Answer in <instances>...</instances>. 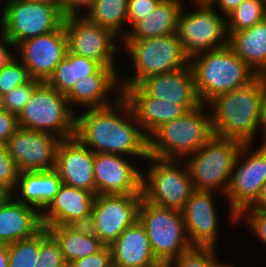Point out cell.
Segmentation results:
<instances>
[{
    "mask_svg": "<svg viewBox=\"0 0 266 267\" xmlns=\"http://www.w3.org/2000/svg\"><path fill=\"white\" fill-rule=\"evenodd\" d=\"M115 101L113 106L89 108L76 116L74 136L94 153L130 155L146 160L148 137L127 100L121 96Z\"/></svg>",
    "mask_w": 266,
    "mask_h": 267,
    "instance_id": "6da1fadb",
    "label": "cell"
},
{
    "mask_svg": "<svg viewBox=\"0 0 266 267\" xmlns=\"http://www.w3.org/2000/svg\"><path fill=\"white\" fill-rule=\"evenodd\" d=\"M206 105L212 107L213 135L252 144L261 129L266 141L264 91L258 76L246 86L217 95Z\"/></svg>",
    "mask_w": 266,
    "mask_h": 267,
    "instance_id": "7a4b0ae2",
    "label": "cell"
},
{
    "mask_svg": "<svg viewBox=\"0 0 266 267\" xmlns=\"http://www.w3.org/2000/svg\"><path fill=\"white\" fill-rule=\"evenodd\" d=\"M189 64L198 98L203 104L217 95L246 86L257 77L228 45L197 54Z\"/></svg>",
    "mask_w": 266,
    "mask_h": 267,
    "instance_id": "3957f363",
    "label": "cell"
},
{
    "mask_svg": "<svg viewBox=\"0 0 266 267\" xmlns=\"http://www.w3.org/2000/svg\"><path fill=\"white\" fill-rule=\"evenodd\" d=\"M206 107L202 103L183 116L161 124L148 136V156L182 161L195 153L213 136Z\"/></svg>",
    "mask_w": 266,
    "mask_h": 267,
    "instance_id": "277c9868",
    "label": "cell"
},
{
    "mask_svg": "<svg viewBox=\"0 0 266 267\" xmlns=\"http://www.w3.org/2000/svg\"><path fill=\"white\" fill-rule=\"evenodd\" d=\"M122 44L135 68V75L125 79L120 77L122 92L147 77L182 69L190 62L176 34L148 39H123Z\"/></svg>",
    "mask_w": 266,
    "mask_h": 267,
    "instance_id": "5b68a950",
    "label": "cell"
},
{
    "mask_svg": "<svg viewBox=\"0 0 266 267\" xmlns=\"http://www.w3.org/2000/svg\"><path fill=\"white\" fill-rule=\"evenodd\" d=\"M242 146L243 143L235 139L213 135L195 153L187 156L190 161L183 163H187L194 190L216 192L219 188L225 196Z\"/></svg>",
    "mask_w": 266,
    "mask_h": 267,
    "instance_id": "8992f818",
    "label": "cell"
},
{
    "mask_svg": "<svg viewBox=\"0 0 266 267\" xmlns=\"http://www.w3.org/2000/svg\"><path fill=\"white\" fill-rule=\"evenodd\" d=\"M138 220L147 233L155 258L163 267L193 248L181 211L159 207L142 198Z\"/></svg>",
    "mask_w": 266,
    "mask_h": 267,
    "instance_id": "52a82bcc",
    "label": "cell"
},
{
    "mask_svg": "<svg viewBox=\"0 0 266 267\" xmlns=\"http://www.w3.org/2000/svg\"><path fill=\"white\" fill-rule=\"evenodd\" d=\"M66 95L41 82L18 116V127L53 134L61 139L74 137L76 114Z\"/></svg>",
    "mask_w": 266,
    "mask_h": 267,
    "instance_id": "ba28073f",
    "label": "cell"
},
{
    "mask_svg": "<svg viewBox=\"0 0 266 267\" xmlns=\"http://www.w3.org/2000/svg\"><path fill=\"white\" fill-rule=\"evenodd\" d=\"M146 160L150 164L147 174H142L143 198L156 206L182 212L194 191L187 164L180 168V160L151 156Z\"/></svg>",
    "mask_w": 266,
    "mask_h": 267,
    "instance_id": "9c48e42d",
    "label": "cell"
},
{
    "mask_svg": "<svg viewBox=\"0 0 266 267\" xmlns=\"http://www.w3.org/2000/svg\"><path fill=\"white\" fill-rule=\"evenodd\" d=\"M1 14L0 28L15 46L58 29L65 18L55 0H14Z\"/></svg>",
    "mask_w": 266,
    "mask_h": 267,
    "instance_id": "30bf717a",
    "label": "cell"
},
{
    "mask_svg": "<svg viewBox=\"0 0 266 267\" xmlns=\"http://www.w3.org/2000/svg\"><path fill=\"white\" fill-rule=\"evenodd\" d=\"M196 9L178 16L176 36L185 54L193 56L228 45L227 22L217 9L206 2H196ZM216 10V11H215ZM218 12V13H217Z\"/></svg>",
    "mask_w": 266,
    "mask_h": 267,
    "instance_id": "8fae6325",
    "label": "cell"
},
{
    "mask_svg": "<svg viewBox=\"0 0 266 267\" xmlns=\"http://www.w3.org/2000/svg\"><path fill=\"white\" fill-rule=\"evenodd\" d=\"M251 146L252 144H243L235 160L225 194L229 203L230 220L233 223L238 221L237 217L244 210L257 201L266 181V141H263L256 151L250 152Z\"/></svg>",
    "mask_w": 266,
    "mask_h": 267,
    "instance_id": "7c38bea8",
    "label": "cell"
},
{
    "mask_svg": "<svg viewBox=\"0 0 266 267\" xmlns=\"http://www.w3.org/2000/svg\"><path fill=\"white\" fill-rule=\"evenodd\" d=\"M63 25L69 52L97 61L104 67H116L115 55L121 49L116 42L120 38L83 15L67 16Z\"/></svg>",
    "mask_w": 266,
    "mask_h": 267,
    "instance_id": "4fadbf2b",
    "label": "cell"
},
{
    "mask_svg": "<svg viewBox=\"0 0 266 267\" xmlns=\"http://www.w3.org/2000/svg\"><path fill=\"white\" fill-rule=\"evenodd\" d=\"M143 194H99L92 204L96 236L105 246L138 219V208Z\"/></svg>",
    "mask_w": 266,
    "mask_h": 267,
    "instance_id": "5bb4252c",
    "label": "cell"
},
{
    "mask_svg": "<svg viewBox=\"0 0 266 267\" xmlns=\"http://www.w3.org/2000/svg\"><path fill=\"white\" fill-rule=\"evenodd\" d=\"M61 140L47 132L18 128L5 146L19 172L50 171L55 168Z\"/></svg>",
    "mask_w": 266,
    "mask_h": 267,
    "instance_id": "9a60e30c",
    "label": "cell"
},
{
    "mask_svg": "<svg viewBox=\"0 0 266 267\" xmlns=\"http://www.w3.org/2000/svg\"><path fill=\"white\" fill-rule=\"evenodd\" d=\"M20 61L32 79L46 82L68 50L65 27L26 39L16 46Z\"/></svg>",
    "mask_w": 266,
    "mask_h": 267,
    "instance_id": "2e32d148",
    "label": "cell"
},
{
    "mask_svg": "<svg viewBox=\"0 0 266 267\" xmlns=\"http://www.w3.org/2000/svg\"><path fill=\"white\" fill-rule=\"evenodd\" d=\"M124 157L128 158L119 154L94 153L96 195L142 194V172Z\"/></svg>",
    "mask_w": 266,
    "mask_h": 267,
    "instance_id": "e0dca14e",
    "label": "cell"
},
{
    "mask_svg": "<svg viewBox=\"0 0 266 267\" xmlns=\"http://www.w3.org/2000/svg\"><path fill=\"white\" fill-rule=\"evenodd\" d=\"M93 161L94 152L74 136L59 143L54 170L63 184L87 190L96 196Z\"/></svg>",
    "mask_w": 266,
    "mask_h": 267,
    "instance_id": "ac0fdd59",
    "label": "cell"
},
{
    "mask_svg": "<svg viewBox=\"0 0 266 267\" xmlns=\"http://www.w3.org/2000/svg\"><path fill=\"white\" fill-rule=\"evenodd\" d=\"M213 191L194 190L182 211L186 233L193 247L216 248L218 217Z\"/></svg>",
    "mask_w": 266,
    "mask_h": 267,
    "instance_id": "d6986e66",
    "label": "cell"
},
{
    "mask_svg": "<svg viewBox=\"0 0 266 267\" xmlns=\"http://www.w3.org/2000/svg\"><path fill=\"white\" fill-rule=\"evenodd\" d=\"M148 96L183 105L188 111L200 106L190 64L171 72L153 75L137 84Z\"/></svg>",
    "mask_w": 266,
    "mask_h": 267,
    "instance_id": "ffe728a7",
    "label": "cell"
},
{
    "mask_svg": "<svg viewBox=\"0 0 266 267\" xmlns=\"http://www.w3.org/2000/svg\"><path fill=\"white\" fill-rule=\"evenodd\" d=\"M14 197L6 195L0 201V244L31 238L44 228L42 213Z\"/></svg>",
    "mask_w": 266,
    "mask_h": 267,
    "instance_id": "44dd1931",
    "label": "cell"
},
{
    "mask_svg": "<svg viewBox=\"0 0 266 267\" xmlns=\"http://www.w3.org/2000/svg\"><path fill=\"white\" fill-rule=\"evenodd\" d=\"M122 96L132 108L137 123L148 137L161 124L183 116L188 110L181 104L148 96L138 85L127 87Z\"/></svg>",
    "mask_w": 266,
    "mask_h": 267,
    "instance_id": "7402d4cb",
    "label": "cell"
},
{
    "mask_svg": "<svg viewBox=\"0 0 266 267\" xmlns=\"http://www.w3.org/2000/svg\"><path fill=\"white\" fill-rule=\"evenodd\" d=\"M118 74L120 75V72H117L116 67L102 66L95 74L77 81L73 89L66 95L70 106L72 104L82 105L89 109L113 105L109 99L110 92L116 93L115 97L120 98L122 96Z\"/></svg>",
    "mask_w": 266,
    "mask_h": 267,
    "instance_id": "603a6c76",
    "label": "cell"
},
{
    "mask_svg": "<svg viewBox=\"0 0 266 267\" xmlns=\"http://www.w3.org/2000/svg\"><path fill=\"white\" fill-rule=\"evenodd\" d=\"M112 263L120 267H163L155 258L143 225L137 219L110 245Z\"/></svg>",
    "mask_w": 266,
    "mask_h": 267,
    "instance_id": "cb8c5ba5",
    "label": "cell"
},
{
    "mask_svg": "<svg viewBox=\"0 0 266 267\" xmlns=\"http://www.w3.org/2000/svg\"><path fill=\"white\" fill-rule=\"evenodd\" d=\"M95 195L87 190L62 183L54 200L42 211V223L48 226L67 225L73 219L92 212Z\"/></svg>",
    "mask_w": 266,
    "mask_h": 267,
    "instance_id": "d4e9b609",
    "label": "cell"
},
{
    "mask_svg": "<svg viewBox=\"0 0 266 267\" xmlns=\"http://www.w3.org/2000/svg\"><path fill=\"white\" fill-rule=\"evenodd\" d=\"M61 185L62 180L54 169L22 171L19 172L15 190L20 195L16 199L23 204L35 207L42 213L54 200Z\"/></svg>",
    "mask_w": 266,
    "mask_h": 267,
    "instance_id": "484cf974",
    "label": "cell"
},
{
    "mask_svg": "<svg viewBox=\"0 0 266 267\" xmlns=\"http://www.w3.org/2000/svg\"><path fill=\"white\" fill-rule=\"evenodd\" d=\"M228 35V46L254 73L266 71V18L251 28Z\"/></svg>",
    "mask_w": 266,
    "mask_h": 267,
    "instance_id": "4316f807",
    "label": "cell"
},
{
    "mask_svg": "<svg viewBox=\"0 0 266 267\" xmlns=\"http://www.w3.org/2000/svg\"><path fill=\"white\" fill-rule=\"evenodd\" d=\"M184 4L181 0H161L143 20L126 30L124 39H148L176 34L178 16Z\"/></svg>",
    "mask_w": 266,
    "mask_h": 267,
    "instance_id": "83f0119b",
    "label": "cell"
},
{
    "mask_svg": "<svg viewBox=\"0 0 266 267\" xmlns=\"http://www.w3.org/2000/svg\"><path fill=\"white\" fill-rule=\"evenodd\" d=\"M101 67L97 61L67 50L65 57L46 82L58 92L67 95L77 81L95 74Z\"/></svg>",
    "mask_w": 266,
    "mask_h": 267,
    "instance_id": "f1b7e54d",
    "label": "cell"
},
{
    "mask_svg": "<svg viewBox=\"0 0 266 267\" xmlns=\"http://www.w3.org/2000/svg\"><path fill=\"white\" fill-rule=\"evenodd\" d=\"M47 229L59 243L66 263L95 254L105 246L97 236H83L67 225L48 226Z\"/></svg>",
    "mask_w": 266,
    "mask_h": 267,
    "instance_id": "f546056e",
    "label": "cell"
},
{
    "mask_svg": "<svg viewBox=\"0 0 266 267\" xmlns=\"http://www.w3.org/2000/svg\"><path fill=\"white\" fill-rule=\"evenodd\" d=\"M83 15L120 37V41L126 37V33H122V27L128 21V0H95Z\"/></svg>",
    "mask_w": 266,
    "mask_h": 267,
    "instance_id": "4dcf8cb0",
    "label": "cell"
},
{
    "mask_svg": "<svg viewBox=\"0 0 266 267\" xmlns=\"http://www.w3.org/2000/svg\"><path fill=\"white\" fill-rule=\"evenodd\" d=\"M266 18V0H244L226 16L228 33L251 28Z\"/></svg>",
    "mask_w": 266,
    "mask_h": 267,
    "instance_id": "1f68e13d",
    "label": "cell"
},
{
    "mask_svg": "<svg viewBox=\"0 0 266 267\" xmlns=\"http://www.w3.org/2000/svg\"><path fill=\"white\" fill-rule=\"evenodd\" d=\"M40 252V232L28 239L8 244V267H35Z\"/></svg>",
    "mask_w": 266,
    "mask_h": 267,
    "instance_id": "d6a6232c",
    "label": "cell"
},
{
    "mask_svg": "<svg viewBox=\"0 0 266 267\" xmlns=\"http://www.w3.org/2000/svg\"><path fill=\"white\" fill-rule=\"evenodd\" d=\"M215 250V248L193 247L173 259L165 267H235L230 263L229 265L220 264Z\"/></svg>",
    "mask_w": 266,
    "mask_h": 267,
    "instance_id": "836d02e7",
    "label": "cell"
},
{
    "mask_svg": "<svg viewBox=\"0 0 266 267\" xmlns=\"http://www.w3.org/2000/svg\"><path fill=\"white\" fill-rule=\"evenodd\" d=\"M65 264L59 243L44 227L40 231V252L35 267H62Z\"/></svg>",
    "mask_w": 266,
    "mask_h": 267,
    "instance_id": "e575fe53",
    "label": "cell"
},
{
    "mask_svg": "<svg viewBox=\"0 0 266 267\" xmlns=\"http://www.w3.org/2000/svg\"><path fill=\"white\" fill-rule=\"evenodd\" d=\"M15 57L0 70V93L5 95L18 86L25 85L32 78L25 65Z\"/></svg>",
    "mask_w": 266,
    "mask_h": 267,
    "instance_id": "d590c367",
    "label": "cell"
},
{
    "mask_svg": "<svg viewBox=\"0 0 266 267\" xmlns=\"http://www.w3.org/2000/svg\"><path fill=\"white\" fill-rule=\"evenodd\" d=\"M41 82L38 79H31L25 85L15 87L9 93L5 94L4 110L18 117L25 105L30 101L34 90Z\"/></svg>",
    "mask_w": 266,
    "mask_h": 267,
    "instance_id": "8d00e7d4",
    "label": "cell"
},
{
    "mask_svg": "<svg viewBox=\"0 0 266 267\" xmlns=\"http://www.w3.org/2000/svg\"><path fill=\"white\" fill-rule=\"evenodd\" d=\"M19 176L14 159L8 153L5 145H0V188L7 194L13 195Z\"/></svg>",
    "mask_w": 266,
    "mask_h": 267,
    "instance_id": "74e56055",
    "label": "cell"
},
{
    "mask_svg": "<svg viewBox=\"0 0 266 267\" xmlns=\"http://www.w3.org/2000/svg\"><path fill=\"white\" fill-rule=\"evenodd\" d=\"M237 219L246 221L244 224L251 229L250 231L253 230L256 237L266 246V210L246 209Z\"/></svg>",
    "mask_w": 266,
    "mask_h": 267,
    "instance_id": "f35d334b",
    "label": "cell"
},
{
    "mask_svg": "<svg viewBox=\"0 0 266 267\" xmlns=\"http://www.w3.org/2000/svg\"><path fill=\"white\" fill-rule=\"evenodd\" d=\"M161 0H128V25L130 29L147 17Z\"/></svg>",
    "mask_w": 266,
    "mask_h": 267,
    "instance_id": "ab89813d",
    "label": "cell"
},
{
    "mask_svg": "<svg viewBox=\"0 0 266 267\" xmlns=\"http://www.w3.org/2000/svg\"><path fill=\"white\" fill-rule=\"evenodd\" d=\"M112 263V252L110 246H104L97 253L85 258L68 263L70 267H108Z\"/></svg>",
    "mask_w": 266,
    "mask_h": 267,
    "instance_id": "60d3db41",
    "label": "cell"
},
{
    "mask_svg": "<svg viewBox=\"0 0 266 267\" xmlns=\"http://www.w3.org/2000/svg\"><path fill=\"white\" fill-rule=\"evenodd\" d=\"M18 128V117L15 114L6 110L0 111V145H6Z\"/></svg>",
    "mask_w": 266,
    "mask_h": 267,
    "instance_id": "b9f144b4",
    "label": "cell"
},
{
    "mask_svg": "<svg viewBox=\"0 0 266 267\" xmlns=\"http://www.w3.org/2000/svg\"><path fill=\"white\" fill-rule=\"evenodd\" d=\"M67 226L75 233L83 236H96L95 217L92 212L83 217L73 219Z\"/></svg>",
    "mask_w": 266,
    "mask_h": 267,
    "instance_id": "7bdbcfd3",
    "label": "cell"
},
{
    "mask_svg": "<svg viewBox=\"0 0 266 267\" xmlns=\"http://www.w3.org/2000/svg\"><path fill=\"white\" fill-rule=\"evenodd\" d=\"M65 17L79 15L80 9L89 10L95 0H55ZM87 8V9H86Z\"/></svg>",
    "mask_w": 266,
    "mask_h": 267,
    "instance_id": "ee69618b",
    "label": "cell"
},
{
    "mask_svg": "<svg viewBox=\"0 0 266 267\" xmlns=\"http://www.w3.org/2000/svg\"><path fill=\"white\" fill-rule=\"evenodd\" d=\"M0 70L7 65L11 60H13L16 56L8 49L12 47L14 50L16 47L14 43L4 34L1 30L0 32ZM8 48H7V47Z\"/></svg>",
    "mask_w": 266,
    "mask_h": 267,
    "instance_id": "f6af8a7d",
    "label": "cell"
},
{
    "mask_svg": "<svg viewBox=\"0 0 266 267\" xmlns=\"http://www.w3.org/2000/svg\"><path fill=\"white\" fill-rule=\"evenodd\" d=\"M244 0H210L209 4L215 7L218 4L219 10L226 17L230 14L237 6H239Z\"/></svg>",
    "mask_w": 266,
    "mask_h": 267,
    "instance_id": "bcb514c9",
    "label": "cell"
},
{
    "mask_svg": "<svg viewBox=\"0 0 266 267\" xmlns=\"http://www.w3.org/2000/svg\"><path fill=\"white\" fill-rule=\"evenodd\" d=\"M248 209L266 210V181L262 185L257 201Z\"/></svg>",
    "mask_w": 266,
    "mask_h": 267,
    "instance_id": "7dc6e473",
    "label": "cell"
},
{
    "mask_svg": "<svg viewBox=\"0 0 266 267\" xmlns=\"http://www.w3.org/2000/svg\"><path fill=\"white\" fill-rule=\"evenodd\" d=\"M8 244H0V267H8Z\"/></svg>",
    "mask_w": 266,
    "mask_h": 267,
    "instance_id": "c3c4849f",
    "label": "cell"
},
{
    "mask_svg": "<svg viewBox=\"0 0 266 267\" xmlns=\"http://www.w3.org/2000/svg\"><path fill=\"white\" fill-rule=\"evenodd\" d=\"M260 82L262 83L263 91H264V105H265V117H266V71L257 75Z\"/></svg>",
    "mask_w": 266,
    "mask_h": 267,
    "instance_id": "681fc988",
    "label": "cell"
},
{
    "mask_svg": "<svg viewBox=\"0 0 266 267\" xmlns=\"http://www.w3.org/2000/svg\"><path fill=\"white\" fill-rule=\"evenodd\" d=\"M4 110V95L0 93V111Z\"/></svg>",
    "mask_w": 266,
    "mask_h": 267,
    "instance_id": "f907efd6",
    "label": "cell"
},
{
    "mask_svg": "<svg viewBox=\"0 0 266 267\" xmlns=\"http://www.w3.org/2000/svg\"><path fill=\"white\" fill-rule=\"evenodd\" d=\"M3 1H4V2L6 1V2L4 3ZM12 1H14V0H0V2H3V5L5 4V6H3V9H4L5 7H7Z\"/></svg>",
    "mask_w": 266,
    "mask_h": 267,
    "instance_id": "816d5d0a",
    "label": "cell"
},
{
    "mask_svg": "<svg viewBox=\"0 0 266 267\" xmlns=\"http://www.w3.org/2000/svg\"><path fill=\"white\" fill-rule=\"evenodd\" d=\"M7 194L0 188V201L6 196Z\"/></svg>",
    "mask_w": 266,
    "mask_h": 267,
    "instance_id": "f5cc1de1",
    "label": "cell"
},
{
    "mask_svg": "<svg viewBox=\"0 0 266 267\" xmlns=\"http://www.w3.org/2000/svg\"><path fill=\"white\" fill-rule=\"evenodd\" d=\"M192 1H194V3H196V2H206V3H209L210 2V0H192Z\"/></svg>",
    "mask_w": 266,
    "mask_h": 267,
    "instance_id": "db71d44e",
    "label": "cell"
},
{
    "mask_svg": "<svg viewBox=\"0 0 266 267\" xmlns=\"http://www.w3.org/2000/svg\"><path fill=\"white\" fill-rule=\"evenodd\" d=\"M108 267H120L119 265H116L114 263H111Z\"/></svg>",
    "mask_w": 266,
    "mask_h": 267,
    "instance_id": "11a10c76",
    "label": "cell"
},
{
    "mask_svg": "<svg viewBox=\"0 0 266 267\" xmlns=\"http://www.w3.org/2000/svg\"><path fill=\"white\" fill-rule=\"evenodd\" d=\"M62 267H70V266L68 265V263H66V264L63 265Z\"/></svg>",
    "mask_w": 266,
    "mask_h": 267,
    "instance_id": "9f6ffc18",
    "label": "cell"
},
{
    "mask_svg": "<svg viewBox=\"0 0 266 267\" xmlns=\"http://www.w3.org/2000/svg\"><path fill=\"white\" fill-rule=\"evenodd\" d=\"M27 1H45V0H27Z\"/></svg>",
    "mask_w": 266,
    "mask_h": 267,
    "instance_id": "6f0895ef",
    "label": "cell"
}]
</instances>
